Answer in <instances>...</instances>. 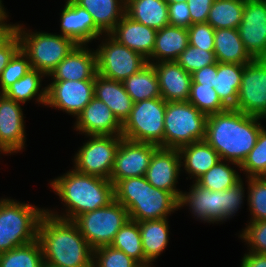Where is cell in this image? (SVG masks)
<instances>
[{
  "label": "cell",
  "instance_id": "6da1fadb",
  "mask_svg": "<svg viewBox=\"0 0 266 267\" xmlns=\"http://www.w3.org/2000/svg\"><path fill=\"white\" fill-rule=\"evenodd\" d=\"M260 119L263 118L246 115L233 108L209 115L205 141L216 150L220 160L240 168L255 146L262 128Z\"/></svg>",
  "mask_w": 266,
  "mask_h": 267
},
{
  "label": "cell",
  "instance_id": "7a4b0ae2",
  "mask_svg": "<svg viewBox=\"0 0 266 267\" xmlns=\"http://www.w3.org/2000/svg\"><path fill=\"white\" fill-rule=\"evenodd\" d=\"M43 260L55 267H93V249L73 221L45 212L38 225Z\"/></svg>",
  "mask_w": 266,
  "mask_h": 267
},
{
  "label": "cell",
  "instance_id": "3957f363",
  "mask_svg": "<svg viewBox=\"0 0 266 267\" xmlns=\"http://www.w3.org/2000/svg\"><path fill=\"white\" fill-rule=\"evenodd\" d=\"M51 181L53 191L66 205V214L62 216L48 209L46 212L60 219L73 221L79 215L105 207L114 200L113 183L99 176L73 169Z\"/></svg>",
  "mask_w": 266,
  "mask_h": 267
},
{
  "label": "cell",
  "instance_id": "277c9868",
  "mask_svg": "<svg viewBox=\"0 0 266 267\" xmlns=\"http://www.w3.org/2000/svg\"><path fill=\"white\" fill-rule=\"evenodd\" d=\"M114 199L136 222L167 218L179 209V200L171 192L152 186L145 176L119 180L114 185Z\"/></svg>",
  "mask_w": 266,
  "mask_h": 267
},
{
  "label": "cell",
  "instance_id": "5b68a950",
  "mask_svg": "<svg viewBox=\"0 0 266 267\" xmlns=\"http://www.w3.org/2000/svg\"><path fill=\"white\" fill-rule=\"evenodd\" d=\"M46 209L13 199L0 200V254L37 239L38 225Z\"/></svg>",
  "mask_w": 266,
  "mask_h": 267
},
{
  "label": "cell",
  "instance_id": "8992f818",
  "mask_svg": "<svg viewBox=\"0 0 266 267\" xmlns=\"http://www.w3.org/2000/svg\"><path fill=\"white\" fill-rule=\"evenodd\" d=\"M20 49L28 57L32 69L48 76L77 44L70 38L53 33L30 32L15 24ZM29 32V33H28Z\"/></svg>",
  "mask_w": 266,
  "mask_h": 267
},
{
  "label": "cell",
  "instance_id": "52a82bcc",
  "mask_svg": "<svg viewBox=\"0 0 266 267\" xmlns=\"http://www.w3.org/2000/svg\"><path fill=\"white\" fill-rule=\"evenodd\" d=\"M207 117L188 101L166 102L163 148L205 140Z\"/></svg>",
  "mask_w": 266,
  "mask_h": 267
},
{
  "label": "cell",
  "instance_id": "ba28073f",
  "mask_svg": "<svg viewBox=\"0 0 266 267\" xmlns=\"http://www.w3.org/2000/svg\"><path fill=\"white\" fill-rule=\"evenodd\" d=\"M165 111L166 101L161 97L134 103L129 117L122 124L121 136L163 148Z\"/></svg>",
  "mask_w": 266,
  "mask_h": 267
},
{
  "label": "cell",
  "instance_id": "9c48e42d",
  "mask_svg": "<svg viewBox=\"0 0 266 267\" xmlns=\"http://www.w3.org/2000/svg\"><path fill=\"white\" fill-rule=\"evenodd\" d=\"M128 220V210L114 199L105 207L79 215L73 222L94 250L111 245Z\"/></svg>",
  "mask_w": 266,
  "mask_h": 267
},
{
  "label": "cell",
  "instance_id": "30bf717a",
  "mask_svg": "<svg viewBox=\"0 0 266 267\" xmlns=\"http://www.w3.org/2000/svg\"><path fill=\"white\" fill-rule=\"evenodd\" d=\"M95 50L97 58V74L102 77L123 82L125 79L140 71L148 64L147 59L140 53L120 44L109 34Z\"/></svg>",
  "mask_w": 266,
  "mask_h": 267
},
{
  "label": "cell",
  "instance_id": "8fae6325",
  "mask_svg": "<svg viewBox=\"0 0 266 267\" xmlns=\"http://www.w3.org/2000/svg\"><path fill=\"white\" fill-rule=\"evenodd\" d=\"M89 140L74 155L76 171L110 179L121 135H89Z\"/></svg>",
  "mask_w": 266,
  "mask_h": 267
},
{
  "label": "cell",
  "instance_id": "7c38bea8",
  "mask_svg": "<svg viewBox=\"0 0 266 267\" xmlns=\"http://www.w3.org/2000/svg\"><path fill=\"white\" fill-rule=\"evenodd\" d=\"M246 115L266 118V58L244 65L236 106Z\"/></svg>",
  "mask_w": 266,
  "mask_h": 267
},
{
  "label": "cell",
  "instance_id": "4fadbf2b",
  "mask_svg": "<svg viewBox=\"0 0 266 267\" xmlns=\"http://www.w3.org/2000/svg\"><path fill=\"white\" fill-rule=\"evenodd\" d=\"M158 147L152 143L134 142L123 138L117 149L109 180L115 185L119 180L145 176L150 159Z\"/></svg>",
  "mask_w": 266,
  "mask_h": 267
},
{
  "label": "cell",
  "instance_id": "5bb4252c",
  "mask_svg": "<svg viewBox=\"0 0 266 267\" xmlns=\"http://www.w3.org/2000/svg\"><path fill=\"white\" fill-rule=\"evenodd\" d=\"M94 81H53L46 86L45 106L58 108L77 117L94 97Z\"/></svg>",
  "mask_w": 266,
  "mask_h": 267
},
{
  "label": "cell",
  "instance_id": "9a60e30c",
  "mask_svg": "<svg viewBox=\"0 0 266 267\" xmlns=\"http://www.w3.org/2000/svg\"><path fill=\"white\" fill-rule=\"evenodd\" d=\"M239 37L254 58H266V3L264 0H245Z\"/></svg>",
  "mask_w": 266,
  "mask_h": 267
},
{
  "label": "cell",
  "instance_id": "2e32d148",
  "mask_svg": "<svg viewBox=\"0 0 266 267\" xmlns=\"http://www.w3.org/2000/svg\"><path fill=\"white\" fill-rule=\"evenodd\" d=\"M180 168L178 149L158 147L150 159L145 177L152 186L171 192L179 200L182 191H178L176 183L182 171Z\"/></svg>",
  "mask_w": 266,
  "mask_h": 267
},
{
  "label": "cell",
  "instance_id": "e0dca14e",
  "mask_svg": "<svg viewBox=\"0 0 266 267\" xmlns=\"http://www.w3.org/2000/svg\"><path fill=\"white\" fill-rule=\"evenodd\" d=\"M20 103L5 95L0 99V152L12 154L25 147V122Z\"/></svg>",
  "mask_w": 266,
  "mask_h": 267
},
{
  "label": "cell",
  "instance_id": "ac0fdd59",
  "mask_svg": "<svg viewBox=\"0 0 266 267\" xmlns=\"http://www.w3.org/2000/svg\"><path fill=\"white\" fill-rule=\"evenodd\" d=\"M189 192H182L179 198V209L189 206L190 211L197 219L209 223H219L225 221L224 215V190L213 191L201 187L197 182H193Z\"/></svg>",
  "mask_w": 266,
  "mask_h": 267
},
{
  "label": "cell",
  "instance_id": "d6986e66",
  "mask_svg": "<svg viewBox=\"0 0 266 267\" xmlns=\"http://www.w3.org/2000/svg\"><path fill=\"white\" fill-rule=\"evenodd\" d=\"M60 16V35L72 39L77 45H86L105 35L95 25L91 14L74 0L66 1Z\"/></svg>",
  "mask_w": 266,
  "mask_h": 267
},
{
  "label": "cell",
  "instance_id": "ffe728a7",
  "mask_svg": "<svg viewBox=\"0 0 266 267\" xmlns=\"http://www.w3.org/2000/svg\"><path fill=\"white\" fill-rule=\"evenodd\" d=\"M76 131L84 135L112 136L122 135V124L110 108L101 100L93 97L90 103L77 115Z\"/></svg>",
  "mask_w": 266,
  "mask_h": 267
},
{
  "label": "cell",
  "instance_id": "44dd1931",
  "mask_svg": "<svg viewBox=\"0 0 266 267\" xmlns=\"http://www.w3.org/2000/svg\"><path fill=\"white\" fill-rule=\"evenodd\" d=\"M87 45H77L48 75L54 81L95 80L97 75V58L93 49Z\"/></svg>",
  "mask_w": 266,
  "mask_h": 267
},
{
  "label": "cell",
  "instance_id": "7402d4cb",
  "mask_svg": "<svg viewBox=\"0 0 266 267\" xmlns=\"http://www.w3.org/2000/svg\"><path fill=\"white\" fill-rule=\"evenodd\" d=\"M157 73L161 98L166 102L188 101L192 84L191 74L176 61L153 63Z\"/></svg>",
  "mask_w": 266,
  "mask_h": 267
},
{
  "label": "cell",
  "instance_id": "603a6c76",
  "mask_svg": "<svg viewBox=\"0 0 266 267\" xmlns=\"http://www.w3.org/2000/svg\"><path fill=\"white\" fill-rule=\"evenodd\" d=\"M157 30L123 15L109 35L146 59L152 55Z\"/></svg>",
  "mask_w": 266,
  "mask_h": 267
},
{
  "label": "cell",
  "instance_id": "cb8c5ba5",
  "mask_svg": "<svg viewBox=\"0 0 266 267\" xmlns=\"http://www.w3.org/2000/svg\"><path fill=\"white\" fill-rule=\"evenodd\" d=\"M94 97L103 101L121 124L129 117L134 104L122 82L99 74L94 81Z\"/></svg>",
  "mask_w": 266,
  "mask_h": 267
},
{
  "label": "cell",
  "instance_id": "d4e9b609",
  "mask_svg": "<svg viewBox=\"0 0 266 267\" xmlns=\"http://www.w3.org/2000/svg\"><path fill=\"white\" fill-rule=\"evenodd\" d=\"M188 44L187 28L170 24L166 25L162 29L157 30L152 55L147 61L150 64L176 61Z\"/></svg>",
  "mask_w": 266,
  "mask_h": 267
},
{
  "label": "cell",
  "instance_id": "484cf974",
  "mask_svg": "<svg viewBox=\"0 0 266 267\" xmlns=\"http://www.w3.org/2000/svg\"><path fill=\"white\" fill-rule=\"evenodd\" d=\"M178 150L181 167L184 166V169L191 176L190 179L195 178V182L220 160L216 150L205 140L182 146Z\"/></svg>",
  "mask_w": 266,
  "mask_h": 267
},
{
  "label": "cell",
  "instance_id": "4316f807",
  "mask_svg": "<svg viewBox=\"0 0 266 267\" xmlns=\"http://www.w3.org/2000/svg\"><path fill=\"white\" fill-rule=\"evenodd\" d=\"M214 53L220 63L245 65L254 59L241 41L238 30L232 28L215 29Z\"/></svg>",
  "mask_w": 266,
  "mask_h": 267
},
{
  "label": "cell",
  "instance_id": "83f0119b",
  "mask_svg": "<svg viewBox=\"0 0 266 267\" xmlns=\"http://www.w3.org/2000/svg\"><path fill=\"white\" fill-rule=\"evenodd\" d=\"M125 14L156 30L169 25L168 3L165 0H125Z\"/></svg>",
  "mask_w": 266,
  "mask_h": 267
},
{
  "label": "cell",
  "instance_id": "f1b7e54d",
  "mask_svg": "<svg viewBox=\"0 0 266 267\" xmlns=\"http://www.w3.org/2000/svg\"><path fill=\"white\" fill-rule=\"evenodd\" d=\"M167 220V218H163L138 222L145 265H152V262L168 245L170 227Z\"/></svg>",
  "mask_w": 266,
  "mask_h": 267
},
{
  "label": "cell",
  "instance_id": "f546056e",
  "mask_svg": "<svg viewBox=\"0 0 266 267\" xmlns=\"http://www.w3.org/2000/svg\"><path fill=\"white\" fill-rule=\"evenodd\" d=\"M93 17L95 25L109 34L125 14V0H74Z\"/></svg>",
  "mask_w": 266,
  "mask_h": 267
},
{
  "label": "cell",
  "instance_id": "4dcf8cb0",
  "mask_svg": "<svg viewBox=\"0 0 266 267\" xmlns=\"http://www.w3.org/2000/svg\"><path fill=\"white\" fill-rule=\"evenodd\" d=\"M243 71L244 65L217 62L214 90L228 108L236 106Z\"/></svg>",
  "mask_w": 266,
  "mask_h": 267
},
{
  "label": "cell",
  "instance_id": "1f68e13d",
  "mask_svg": "<svg viewBox=\"0 0 266 267\" xmlns=\"http://www.w3.org/2000/svg\"><path fill=\"white\" fill-rule=\"evenodd\" d=\"M122 83L133 103L161 97L158 77L153 64L148 63Z\"/></svg>",
  "mask_w": 266,
  "mask_h": 267
},
{
  "label": "cell",
  "instance_id": "d6a6232c",
  "mask_svg": "<svg viewBox=\"0 0 266 267\" xmlns=\"http://www.w3.org/2000/svg\"><path fill=\"white\" fill-rule=\"evenodd\" d=\"M43 76H46L43 72L31 69L27 74L7 88L4 91V95L9 99L23 104L37 96V99L34 98L37 100V103L40 102V104L46 105L47 87L40 90Z\"/></svg>",
  "mask_w": 266,
  "mask_h": 267
},
{
  "label": "cell",
  "instance_id": "836d02e7",
  "mask_svg": "<svg viewBox=\"0 0 266 267\" xmlns=\"http://www.w3.org/2000/svg\"><path fill=\"white\" fill-rule=\"evenodd\" d=\"M245 0H214L207 23L214 29H237L242 20Z\"/></svg>",
  "mask_w": 266,
  "mask_h": 267
},
{
  "label": "cell",
  "instance_id": "e575fe53",
  "mask_svg": "<svg viewBox=\"0 0 266 267\" xmlns=\"http://www.w3.org/2000/svg\"><path fill=\"white\" fill-rule=\"evenodd\" d=\"M111 246L123 251L140 266L145 265V255L142 249L138 222L129 219L116 233Z\"/></svg>",
  "mask_w": 266,
  "mask_h": 267
},
{
  "label": "cell",
  "instance_id": "d590c367",
  "mask_svg": "<svg viewBox=\"0 0 266 267\" xmlns=\"http://www.w3.org/2000/svg\"><path fill=\"white\" fill-rule=\"evenodd\" d=\"M43 262L38 239L0 254V267H39Z\"/></svg>",
  "mask_w": 266,
  "mask_h": 267
},
{
  "label": "cell",
  "instance_id": "8d00e7d4",
  "mask_svg": "<svg viewBox=\"0 0 266 267\" xmlns=\"http://www.w3.org/2000/svg\"><path fill=\"white\" fill-rule=\"evenodd\" d=\"M228 165L229 164L226 163V160H219L196 182L201 187L213 191H222L235 186L242 179L241 176L238 175V172Z\"/></svg>",
  "mask_w": 266,
  "mask_h": 267
},
{
  "label": "cell",
  "instance_id": "74e56055",
  "mask_svg": "<svg viewBox=\"0 0 266 267\" xmlns=\"http://www.w3.org/2000/svg\"><path fill=\"white\" fill-rule=\"evenodd\" d=\"M188 102L207 116L229 109L213 87L192 82Z\"/></svg>",
  "mask_w": 266,
  "mask_h": 267
},
{
  "label": "cell",
  "instance_id": "f35d334b",
  "mask_svg": "<svg viewBox=\"0 0 266 267\" xmlns=\"http://www.w3.org/2000/svg\"><path fill=\"white\" fill-rule=\"evenodd\" d=\"M250 222L266 220V176L247 177Z\"/></svg>",
  "mask_w": 266,
  "mask_h": 267
},
{
  "label": "cell",
  "instance_id": "ab89813d",
  "mask_svg": "<svg viewBox=\"0 0 266 267\" xmlns=\"http://www.w3.org/2000/svg\"><path fill=\"white\" fill-rule=\"evenodd\" d=\"M248 177L266 176V130L262 127L253 149L240 165Z\"/></svg>",
  "mask_w": 266,
  "mask_h": 267
},
{
  "label": "cell",
  "instance_id": "60d3db41",
  "mask_svg": "<svg viewBox=\"0 0 266 267\" xmlns=\"http://www.w3.org/2000/svg\"><path fill=\"white\" fill-rule=\"evenodd\" d=\"M176 62L188 73L216 64L214 51H205L188 44L187 48L179 55Z\"/></svg>",
  "mask_w": 266,
  "mask_h": 267
},
{
  "label": "cell",
  "instance_id": "b9f144b4",
  "mask_svg": "<svg viewBox=\"0 0 266 267\" xmlns=\"http://www.w3.org/2000/svg\"><path fill=\"white\" fill-rule=\"evenodd\" d=\"M140 265L123 251L111 245L93 250V267H139Z\"/></svg>",
  "mask_w": 266,
  "mask_h": 267
},
{
  "label": "cell",
  "instance_id": "7bdbcfd3",
  "mask_svg": "<svg viewBox=\"0 0 266 267\" xmlns=\"http://www.w3.org/2000/svg\"><path fill=\"white\" fill-rule=\"evenodd\" d=\"M31 65L28 57L21 51V49L14 55V57L7 64L0 76V89L5 91L12 84L18 81L21 77L31 70Z\"/></svg>",
  "mask_w": 266,
  "mask_h": 267
},
{
  "label": "cell",
  "instance_id": "ee69618b",
  "mask_svg": "<svg viewBox=\"0 0 266 267\" xmlns=\"http://www.w3.org/2000/svg\"><path fill=\"white\" fill-rule=\"evenodd\" d=\"M242 230L239 237L249 244V251L266 254V220L249 222Z\"/></svg>",
  "mask_w": 266,
  "mask_h": 267
},
{
  "label": "cell",
  "instance_id": "f6af8a7d",
  "mask_svg": "<svg viewBox=\"0 0 266 267\" xmlns=\"http://www.w3.org/2000/svg\"><path fill=\"white\" fill-rule=\"evenodd\" d=\"M189 44L205 51H214L215 29L205 23H195L187 28Z\"/></svg>",
  "mask_w": 266,
  "mask_h": 267
},
{
  "label": "cell",
  "instance_id": "bcb514c9",
  "mask_svg": "<svg viewBox=\"0 0 266 267\" xmlns=\"http://www.w3.org/2000/svg\"><path fill=\"white\" fill-rule=\"evenodd\" d=\"M241 180L235 186L224 190V215L225 221L237 213L244 198V186ZM234 214V215H233Z\"/></svg>",
  "mask_w": 266,
  "mask_h": 267
},
{
  "label": "cell",
  "instance_id": "7dc6e473",
  "mask_svg": "<svg viewBox=\"0 0 266 267\" xmlns=\"http://www.w3.org/2000/svg\"><path fill=\"white\" fill-rule=\"evenodd\" d=\"M169 24L188 28L191 25V16L187 2L168 4Z\"/></svg>",
  "mask_w": 266,
  "mask_h": 267
},
{
  "label": "cell",
  "instance_id": "c3c4849f",
  "mask_svg": "<svg viewBox=\"0 0 266 267\" xmlns=\"http://www.w3.org/2000/svg\"><path fill=\"white\" fill-rule=\"evenodd\" d=\"M20 50V39L14 31L2 44H0V76L7 64Z\"/></svg>",
  "mask_w": 266,
  "mask_h": 267
},
{
  "label": "cell",
  "instance_id": "681fc988",
  "mask_svg": "<svg viewBox=\"0 0 266 267\" xmlns=\"http://www.w3.org/2000/svg\"><path fill=\"white\" fill-rule=\"evenodd\" d=\"M213 2L214 0H187L191 16V25L207 22Z\"/></svg>",
  "mask_w": 266,
  "mask_h": 267
},
{
  "label": "cell",
  "instance_id": "f907efd6",
  "mask_svg": "<svg viewBox=\"0 0 266 267\" xmlns=\"http://www.w3.org/2000/svg\"><path fill=\"white\" fill-rule=\"evenodd\" d=\"M217 76V63L205 66L191 74L192 82L207 85L214 88V80Z\"/></svg>",
  "mask_w": 266,
  "mask_h": 267
},
{
  "label": "cell",
  "instance_id": "816d5d0a",
  "mask_svg": "<svg viewBox=\"0 0 266 267\" xmlns=\"http://www.w3.org/2000/svg\"><path fill=\"white\" fill-rule=\"evenodd\" d=\"M241 261V267H266V254L249 251Z\"/></svg>",
  "mask_w": 266,
  "mask_h": 267
},
{
  "label": "cell",
  "instance_id": "f5cc1de1",
  "mask_svg": "<svg viewBox=\"0 0 266 267\" xmlns=\"http://www.w3.org/2000/svg\"><path fill=\"white\" fill-rule=\"evenodd\" d=\"M7 17L8 15L0 21V44H2L14 32L15 24H7L5 22Z\"/></svg>",
  "mask_w": 266,
  "mask_h": 267
},
{
  "label": "cell",
  "instance_id": "db71d44e",
  "mask_svg": "<svg viewBox=\"0 0 266 267\" xmlns=\"http://www.w3.org/2000/svg\"><path fill=\"white\" fill-rule=\"evenodd\" d=\"M2 5V0H0V21L7 15L5 8Z\"/></svg>",
  "mask_w": 266,
  "mask_h": 267
},
{
  "label": "cell",
  "instance_id": "11a10c76",
  "mask_svg": "<svg viewBox=\"0 0 266 267\" xmlns=\"http://www.w3.org/2000/svg\"><path fill=\"white\" fill-rule=\"evenodd\" d=\"M39 267H55V266L43 260V262L39 265Z\"/></svg>",
  "mask_w": 266,
  "mask_h": 267
},
{
  "label": "cell",
  "instance_id": "9f6ffc18",
  "mask_svg": "<svg viewBox=\"0 0 266 267\" xmlns=\"http://www.w3.org/2000/svg\"><path fill=\"white\" fill-rule=\"evenodd\" d=\"M168 4L169 3H177V2H187V0H165Z\"/></svg>",
  "mask_w": 266,
  "mask_h": 267
},
{
  "label": "cell",
  "instance_id": "6f0895ef",
  "mask_svg": "<svg viewBox=\"0 0 266 267\" xmlns=\"http://www.w3.org/2000/svg\"><path fill=\"white\" fill-rule=\"evenodd\" d=\"M3 95H4V92L0 91V99L2 98Z\"/></svg>",
  "mask_w": 266,
  "mask_h": 267
},
{
  "label": "cell",
  "instance_id": "680465c9",
  "mask_svg": "<svg viewBox=\"0 0 266 267\" xmlns=\"http://www.w3.org/2000/svg\"><path fill=\"white\" fill-rule=\"evenodd\" d=\"M139 267H151V264H149V265H144V266H139Z\"/></svg>",
  "mask_w": 266,
  "mask_h": 267
}]
</instances>
